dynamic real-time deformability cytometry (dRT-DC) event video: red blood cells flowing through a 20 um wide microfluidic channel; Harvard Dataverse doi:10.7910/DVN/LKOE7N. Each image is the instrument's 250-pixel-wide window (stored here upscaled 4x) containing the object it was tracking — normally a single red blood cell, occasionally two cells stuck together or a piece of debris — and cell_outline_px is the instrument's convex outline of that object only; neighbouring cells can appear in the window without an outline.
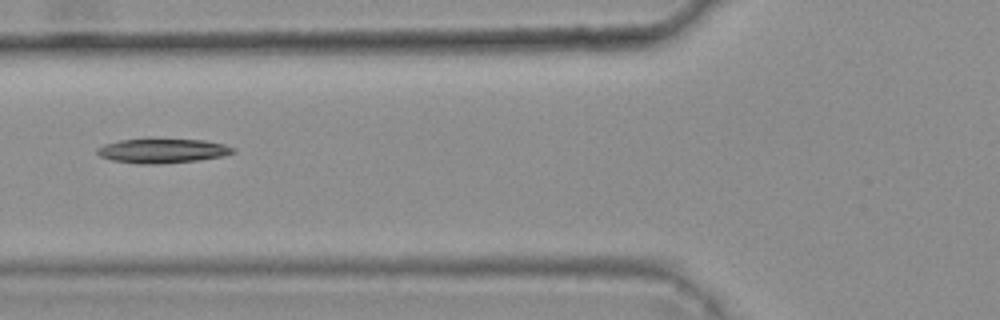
{"species": "common noctule bat (a hibernating species)", "species_latin": "Nyctalus noctula", "temperature_condition": "warm", "stored_images_in_passage": 7, "camera_frame_rate_fps": 3000, "um_per_image_px": 0.085, "animal": {"sex": "female", "body_mass_g": 25.1}, "frame": {"image": 1, "passage_image": 4, "time_ms": 1.0, "image_size_px": [1000, 320], "cell_outline_px": [[236, 152], [224, 156], [196, 160], [156, 164], [140, 164], [112, 160], [100, 156], [96, 152], [96, 148], [104, 144], [120, 140], [148, 136], [204, 140], [224, 144], [236, 148]], "centroid_in_image_um": [13.8, 12.77], "position_along_channel_um": 112.0, "area_um2": 20.23}}
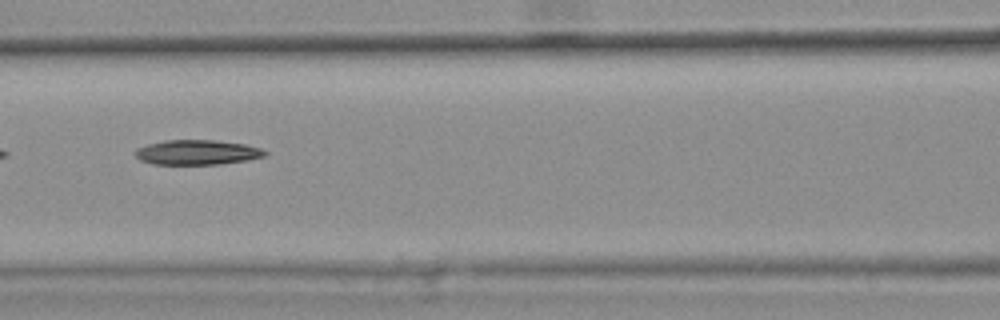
{"frame": {"image": 2, "passage_image": 5, "time_ms": 1.333, "image_size_px": [1000, 320], "cell_outline_px": [[268, 152], [264, 156], [248, 160], [220, 164], [152, 164], [140, 160], [132, 152], [136, 148], [148, 144], [164, 140], [216, 140], [244, 144], [260, 148]], "centroid_in_image_um": [16.72, 12.95], "position_along_channel_um": 149.9, "area_um2": 18.84}}